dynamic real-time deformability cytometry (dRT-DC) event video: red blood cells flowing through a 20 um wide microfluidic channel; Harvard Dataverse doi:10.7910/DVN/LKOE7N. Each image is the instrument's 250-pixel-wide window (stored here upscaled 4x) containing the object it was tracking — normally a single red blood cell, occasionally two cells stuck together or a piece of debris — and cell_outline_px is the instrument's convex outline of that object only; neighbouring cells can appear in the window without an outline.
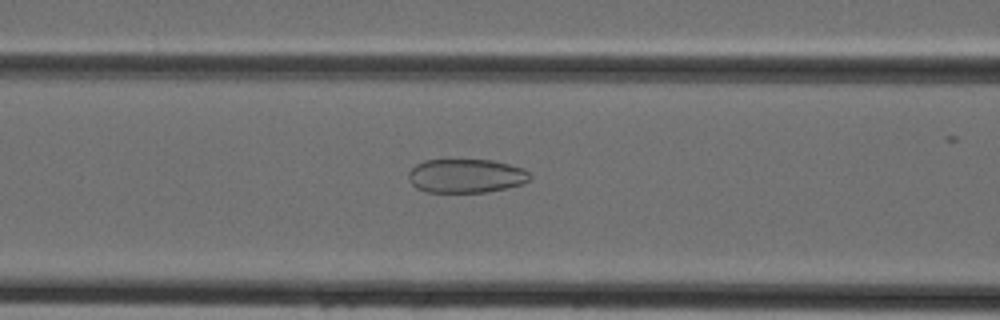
{"species": "Egyptian fruit bat (a non-hibernating species)", "species_latin": "Rousettus aegyptiacus", "temperature_condition": "cold", "stored_images_in_passage": 31, "camera_frame_rate_fps": 3000, "um_per_image_px": 0.085, "animal": {"sex": "female"}, "frame": {"image": 1, "passage_image": 12, "time_ms": 3.667, "image_size_px": [1000, 320], "cell_outline_px": [[532, 176], [524, 184], [508, 188], [488, 192], [424, 192], [416, 188], [408, 180], [408, 172], [416, 164], [424, 160], [492, 160], [524, 168]], "centroid_in_image_um": [39.61, 14.96], "position_along_channel_um": 127.0, "area_um2": 24.22}}
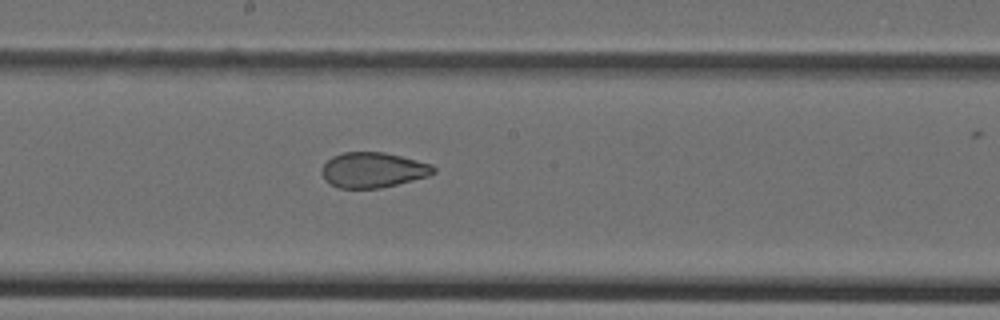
{"frame": {"image": 2, "passage_image": 18, "time_ms": 5.667, "image_size_px": [1000, 320], "cell_outline_px": [[436, 172], [428, 176], [380, 188], [340, 188], [324, 180], [320, 172], [324, 164], [332, 156], [344, 152], [384, 152], [432, 164], [436, 168]], "centroid_in_image_um": [31.69, 14.44], "position_along_channel_um": 216.5, "area_um2": 22.89}}
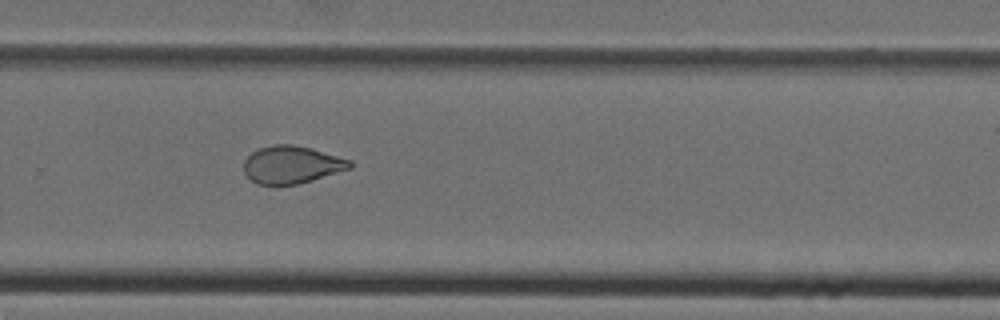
{"frame": {"image": 3, "passage_image": 24, "time_ms": 7.667, "image_size_px": [1000, 320], "cell_outline_px": [[352, 168], [312, 180], [296, 184], [276, 188], [256, 184], [244, 172], [244, 160], [252, 152], [260, 148], [276, 144], [292, 144], [312, 148], [352, 160]], "centroid_in_image_um": [24.78, 14.03], "position_along_channel_um": 305.0, "area_um2": 23.7}}